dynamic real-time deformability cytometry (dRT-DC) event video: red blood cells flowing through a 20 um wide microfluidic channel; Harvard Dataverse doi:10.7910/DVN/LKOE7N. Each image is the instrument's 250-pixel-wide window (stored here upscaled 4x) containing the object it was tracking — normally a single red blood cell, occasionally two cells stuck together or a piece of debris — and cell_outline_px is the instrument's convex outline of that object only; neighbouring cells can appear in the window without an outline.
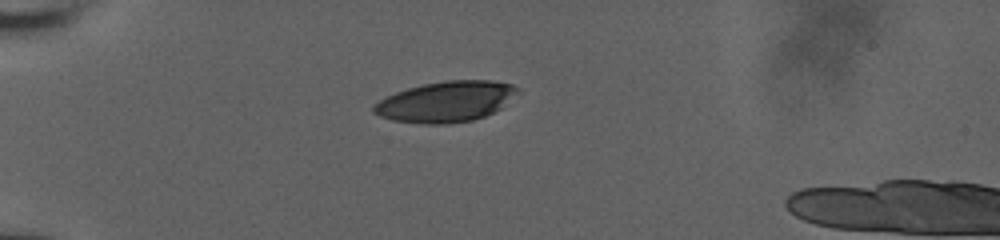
{"species": "human", "species_latin": "Homo sapiens", "temperature_condition": "room temperature", "stored_images_in_passage": 40, "camera_frame_rate_fps": 3000, "um_per_image_px": 0.085, "donor": {"sex": "male"}, "frame": {"image": 1, "passage_image": 1, "time_ms": 0.0, "image_size_px": [1000, 240], "cell_outline_px": [[520, 92], [500, 108], [484, 116], [472, 120], [448, 124], [420, 124], [392, 120], [380, 116], [372, 112], [372, 104], [396, 92], [408, 88], [424, 84], [448, 80], [492, 80], [512, 84], [520, 88]], "centroid_in_image_um": [37.9, 8.64], "position_along_channel_um": 47.1, "area_um2": 34.16}}
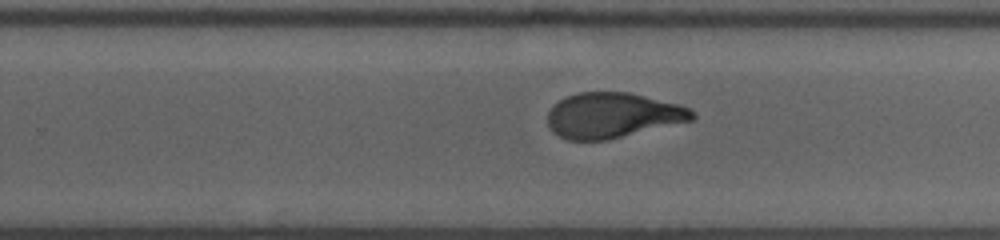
{"frame": {"image": 2, "passage_image": 22, "time_ms": 7.0, "image_size_px": [1000, 240], "cell_outline_px": [[696, 116], [692, 120], [608, 140], [568, 140], [552, 132], [548, 124], [548, 112], [560, 100], [576, 92], [628, 92], [680, 104], [688, 108]], "centroid_in_image_um": [52.06, 9.8], "position_along_channel_um": 277.7, "area_um2": 37.92}}
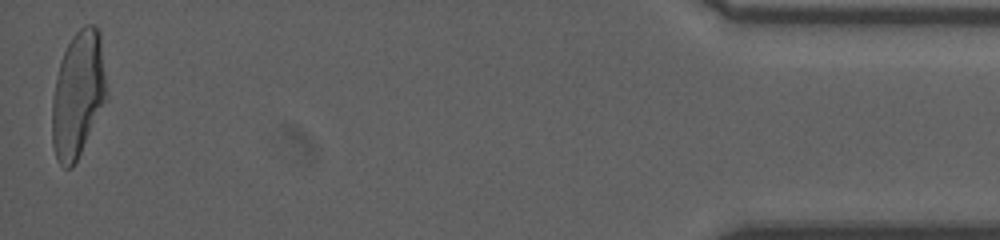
{"frame": {"image": 3, "passage_image": 40, "time_ms": 13.0, "image_size_px": [1000, 240], "cell_outline_px": [[108, 96], [72, 168], [64, 168], [60, 164], [56, 156], [52, 144], [52, 96], [56, 76], [60, 60], [72, 36], [84, 24], [92, 24], [100, 32], [108, 92]], "centroid_in_image_um": [6.63, 7.98], "position_along_channel_um": 428.6, "area_um2": 40.0}, "authors_computed_cell_mechanics": {"area_um2": 39.1884, "velocity_mm_per_s": 3.8452, "shape_relaxation_time_tau1_ms": 6.8716, "shape_relaxation_time_tau2_ms": 1.0856, "deformation_change_tau1": 0.2441, "deformation_change_tau2": 0.076}}